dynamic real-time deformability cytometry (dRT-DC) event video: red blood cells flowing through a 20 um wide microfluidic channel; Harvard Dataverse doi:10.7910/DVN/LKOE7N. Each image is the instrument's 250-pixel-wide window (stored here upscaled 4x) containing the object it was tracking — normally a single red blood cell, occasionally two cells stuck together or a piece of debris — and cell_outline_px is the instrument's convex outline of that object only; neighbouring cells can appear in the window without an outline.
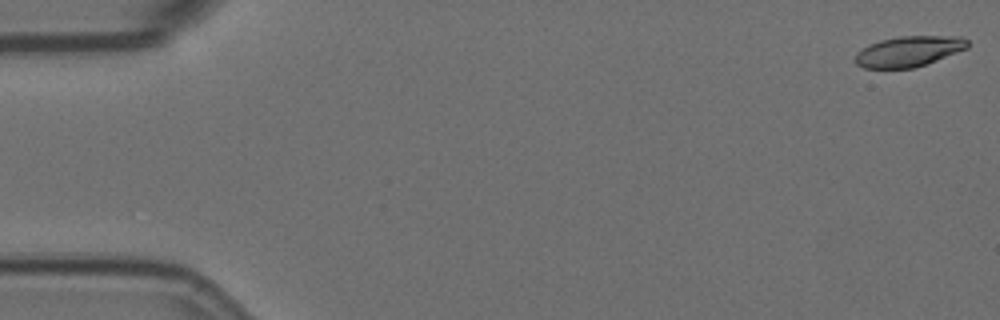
{"species": "Egyptian fruit bat (a non-hibernating species)", "species_latin": "Rousettus aegyptiacus", "temperature_condition": "room temperature", "stored_images_in_passage": 4, "camera_frame_rate_fps": 3000, "um_per_image_px": 0.085, "animal": {"sex": "female"}, "frame": {"image": 1, "passage_image": 1, "time_ms": 0.0, "image_size_px": [1000, 320], "cell_outline_px": [[968, 48], [936, 60], [912, 68], [864, 68], [856, 64], [852, 60], [856, 52], [868, 44], [880, 40], [900, 36], [964, 36], [968, 40]], "centroid_in_image_um": [77.2, 4.35], "position_along_channel_um": 7.8, "area_um2": 20.11}}